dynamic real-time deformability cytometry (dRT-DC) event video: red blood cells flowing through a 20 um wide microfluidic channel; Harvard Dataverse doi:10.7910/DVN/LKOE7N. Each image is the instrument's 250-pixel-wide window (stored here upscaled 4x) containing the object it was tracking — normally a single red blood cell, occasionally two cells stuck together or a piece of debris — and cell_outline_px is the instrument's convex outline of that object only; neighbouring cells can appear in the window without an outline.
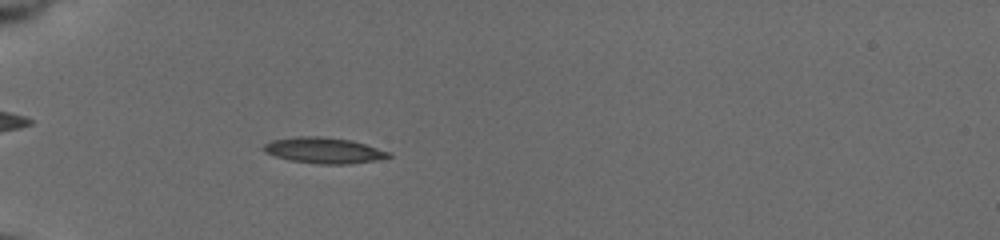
{"species": "common noctule bat (a hibernating species)", "species_latin": "Nyctalus noctula", "temperature_condition": "cold", "stored_images_in_passage": 56, "camera_frame_rate_fps": 3000, "um_per_image_px": 0.085, "animal": {"sex": "female", "body_mass_g": 19.5, "forearm_length_mm": 54.1}, "frame": {"image": 1, "passage_image": 19, "time_ms": 6.0, "image_size_px": [1000, 240], "cell_outline_px": [[392, 156], [376, 160], [348, 164], [320, 164], [288, 160], [264, 152], [260, 148], [264, 144], [272, 140], [296, 136], [320, 136], [352, 140], [392, 152]], "centroid_in_image_um": [27.52, 12.78], "position_along_channel_um": 57.5, "area_um2": 19.02}}
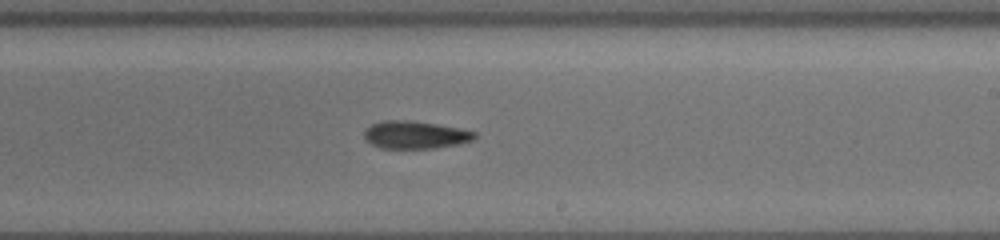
{"frame": {"image": 2, "passage_image": 36, "time_ms": 11.667, "image_size_px": [1000, 240], "cell_outline_px": [[476, 136], [472, 140], [460, 144], [436, 148], [380, 148], [372, 144], [364, 136], [364, 128], [372, 124], [384, 120], [412, 120], [460, 128], [476, 132]], "centroid_in_image_um": [35.3, 11.45], "position_along_channel_um": 253.7, "area_um2": 17.86}}
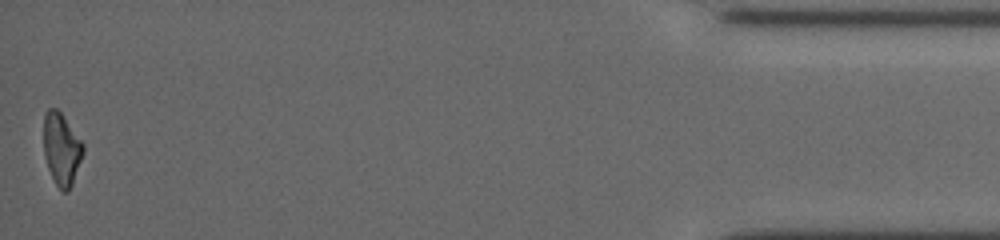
{"frame": {"image": 3, "passage_image": 56, "time_ms": 18.333, "image_size_px": [1000, 240], "cell_outline_px": [[84, 152], [72, 184], [68, 192], [60, 192], [48, 168], [44, 152], [44, 112], [48, 108], [56, 108], [60, 112], [84, 144]], "centroid_in_image_um": [5.23, 12.68], "position_along_channel_um": 430.0, "area_um2": 16.53}, "authors_computed_cell_mechanics": {"area_um2": 17.6001, "velocity_mm_per_s": 3.7763, "shape_relaxation_time_tau1_ms": null, "shape_relaxation_time_tau2_ms": 10.3582, "deformation_change_tau1": null, "deformation_change_tau2": 0.2399}}